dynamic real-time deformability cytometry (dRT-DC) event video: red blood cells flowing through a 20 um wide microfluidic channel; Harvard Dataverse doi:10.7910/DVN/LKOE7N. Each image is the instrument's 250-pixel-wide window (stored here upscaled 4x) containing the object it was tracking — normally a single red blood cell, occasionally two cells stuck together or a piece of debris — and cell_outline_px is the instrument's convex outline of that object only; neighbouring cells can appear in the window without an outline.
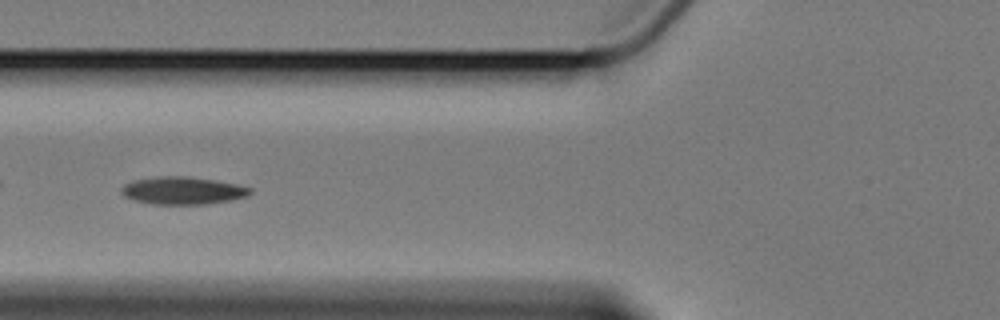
{"species": "Egyptian fruit bat (a non-hibernating species)", "species_latin": "Rousettus aegyptiacus", "temperature_condition": "cold", "stored_images_in_passage": 6, "camera_frame_rate_fps": 3000, "um_per_image_px": 0.085, "animal": {"sex": "female"}, "frame": {"image": 1, "passage_image": 6, "time_ms": 6.333, "image_size_px": [1000, 320], "cell_outline_px": [[252, 192], [248, 196], [228, 200], [204, 204], [152, 204], [132, 200], [124, 196], [120, 192], [120, 188], [124, 184], [136, 180], [160, 176], [184, 176], [212, 180], [236, 184], [252, 188]], "centroid_in_image_um": [15.49, 16.2], "position_along_channel_um": 110.3, "area_um2": 20.52}}